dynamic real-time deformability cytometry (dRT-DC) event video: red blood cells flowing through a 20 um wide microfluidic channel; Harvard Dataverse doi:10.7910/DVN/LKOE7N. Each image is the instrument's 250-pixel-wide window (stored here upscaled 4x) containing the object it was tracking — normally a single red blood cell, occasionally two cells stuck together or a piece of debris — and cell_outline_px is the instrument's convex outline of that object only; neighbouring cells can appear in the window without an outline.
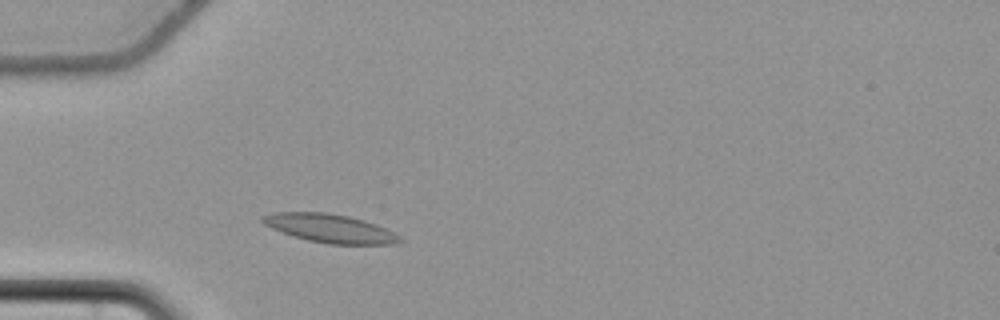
{"species": "common noctule bat (a hibernating species)", "species_latin": "Nyctalus noctula", "temperature_condition": "cold", "stored_images_in_passage": 48, "camera_frame_rate_fps": 3000, "um_per_image_px": 0.085, "animal": {"sex": "female", "body_mass_g": 22.7, "forearm_length_mm": 54.2}, "frame": {"image": 1, "passage_image": 8, "time_ms": 2.333, "image_size_px": [1000, 320], "cell_outline_px": [[404, 240], [392, 244], [328, 244], [308, 240], [292, 236], [272, 228], [264, 224], [260, 220], [260, 216], [272, 212], [328, 212], [348, 216], [364, 220], [376, 224], [400, 236]], "centroid_in_image_um": [28.01, 19.4], "position_along_channel_um": 57.0, "area_um2": 22.83}}
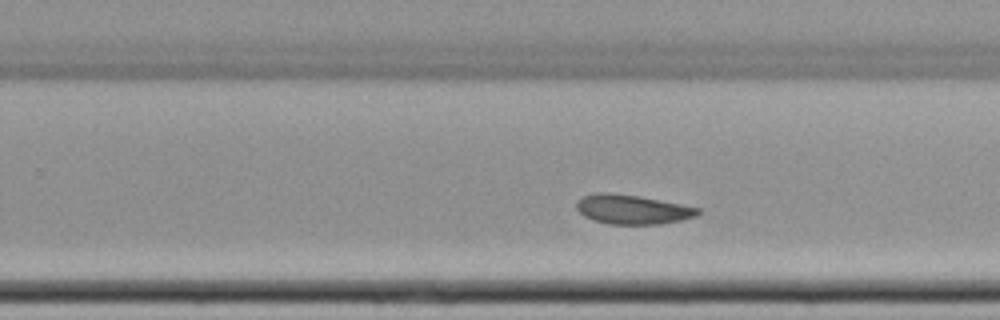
{"frame": {"image": 2, "passage_image": 27, "time_ms": 8.667, "image_size_px": [1000, 320], "cell_outline_px": [[700, 212], [696, 216], [680, 220], [660, 224], [608, 224], [592, 220], [584, 216], [576, 208], [576, 200], [584, 196], [596, 192], [612, 192], [636, 196], [680, 204], [700, 208]], "centroid_in_image_um": [53.7, 17.8], "position_along_channel_um": 276.1, "area_um2": 20.69}}
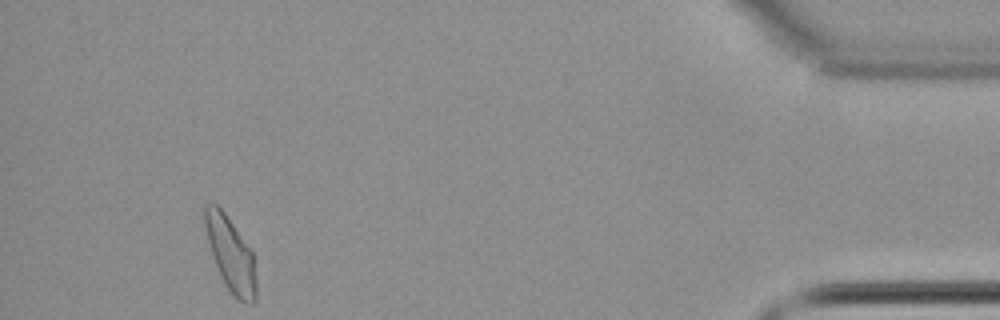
{"frame": {"image": 3, "passage_image": 44, "time_ms": 14.333, "image_size_px": [1000, 320], "cell_outline_px": [[256, 304], [248, 304], [240, 300], [224, 284], [212, 256], [200, 220], [204, 204], [216, 204], [224, 212], [252, 252], [256, 280]], "centroid_in_image_um": [19.54, 21.56], "position_along_channel_um": 415.7, "area_um2": 22.37}, "authors_computed_cell_mechanics": {"area_um2": 21.4149, "velocity_mm_per_s": 3.6231, "shape_relaxation_time_tau1_ms": null, "shape_relaxation_time_tau2_ms": 5.3904, "deformation_change_tau1": null, "deformation_change_tau2": 0.0706}}